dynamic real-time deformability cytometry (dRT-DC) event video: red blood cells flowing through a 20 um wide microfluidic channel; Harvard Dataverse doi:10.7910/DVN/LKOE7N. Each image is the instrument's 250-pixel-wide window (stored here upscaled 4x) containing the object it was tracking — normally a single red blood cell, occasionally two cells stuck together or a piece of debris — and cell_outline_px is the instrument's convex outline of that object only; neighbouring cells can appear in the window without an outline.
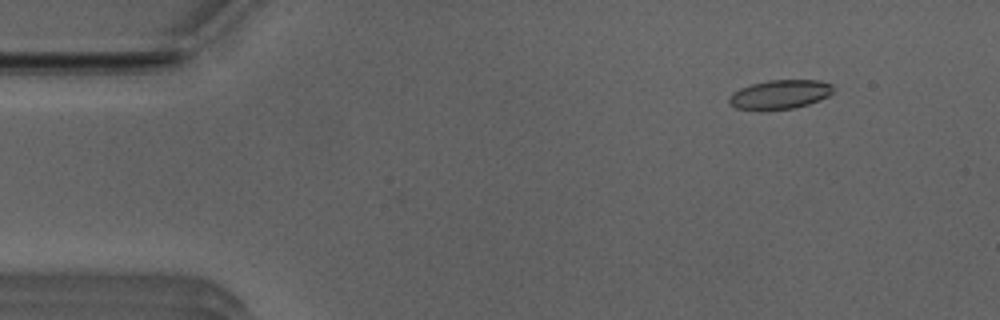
{"species": "Egyptian fruit bat (a non-hibernating species)", "species_latin": "Rousettus aegyptiacus", "temperature_condition": "room temperature", "stored_images_in_passage": 38, "camera_frame_rate_fps": 3000, "um_per_image_px": 0.085, "animal": {"sex": "male"}, "frame": {"image": 1, "passage_image": 3, "time_ms": 0.667, "image_size_px": [1000, 320], "cell_outline_px": [[832, 92], [828, 96], [820, 100], [808, 104], [792, 108], [736, 108], [728, 100], [732, 92], [740, 88], [752, 84], [768, 80], [820, 80], [832, 84]], "centroid_in_image_um": [66.33, 7.99], "position_along_channel_um": 18.7, "area_um2": 17.11}}
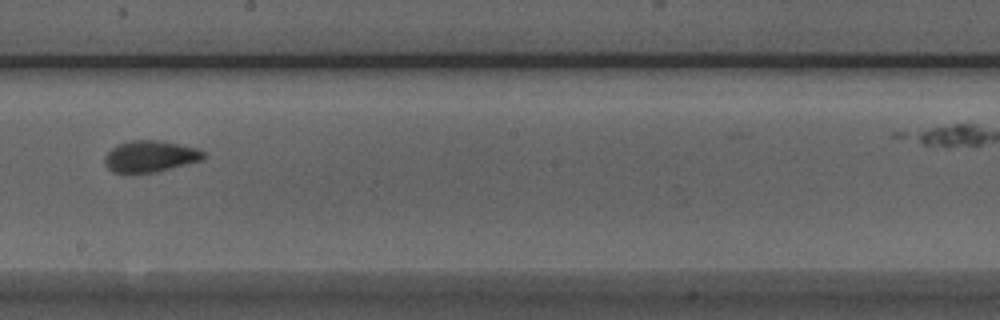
{"frame": {"image": 2, "passage_image": 26, "time_ms": 8.333, "image_size_px": [1000, 320], "cell_outline_px": [[204, 160], [152, 172], [112, 172], [104, 164], [104, 156], [116, 144], [132, 140], [156, 140], [180, 144], [200, 148], [204, 152]], "centroid_in_image_um": [12.77, 13.27], "position_along_channel_um": 235.4, "area_um2": 18.03}}
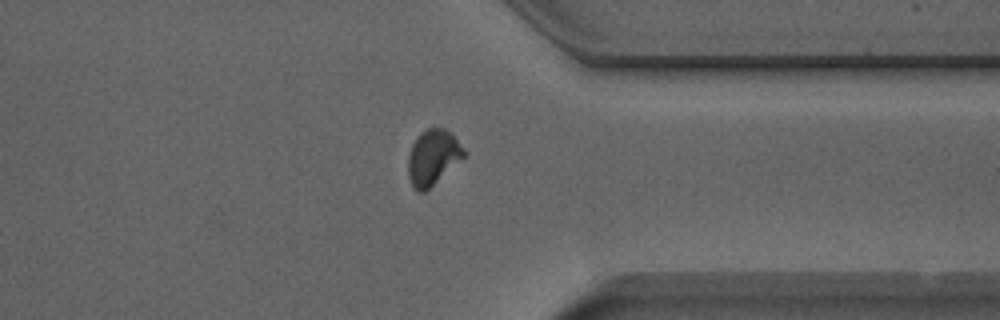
{"frame": {"image": 3, "passage_image": 37, "time_ms": 12.0, "image_size_px": [1000, 320], "cell_outline_px": [[468, 152], [464, 156], [424, 192], [416, 192], [412, 188], [408, 176], [408, 156], [412, 144], [416, 136], [420, 132], [428, 128], [444, 128]], "centroid_in_image_um": [36.75, 13.37], "position_along_channel_um": 374.7, "area_um2": 17.74}}